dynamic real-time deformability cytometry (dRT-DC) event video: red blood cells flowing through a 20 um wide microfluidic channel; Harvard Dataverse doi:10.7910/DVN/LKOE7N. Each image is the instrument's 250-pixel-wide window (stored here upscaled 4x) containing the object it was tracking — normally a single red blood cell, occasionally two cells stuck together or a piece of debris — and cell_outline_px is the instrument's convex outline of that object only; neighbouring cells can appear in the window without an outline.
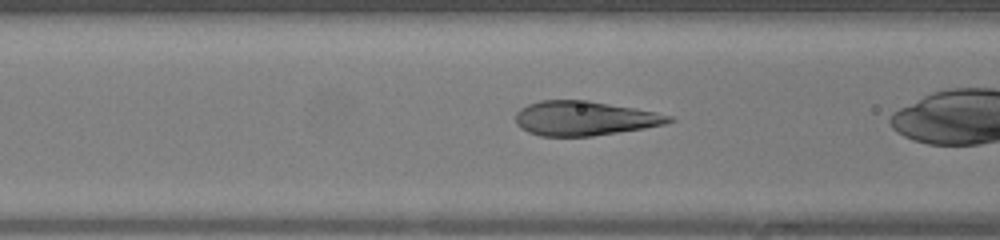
{"species": "human", "species_latin": "Homo sapiens", "temperature_condition": "warm", "stored_images_in_passage": 29, "camera_frame_rate_fps": 3000, "um_per_image_px": 0.085, "donor": {"sex": "female"}, "frame": {"image": 1, "passage_image": 12, "time_ms": 3.667, "image_size_px": [1000, 240], "cell_outline_px": [[676, 120], [664, 124], [644, 128], [592, 136], [540, 136], [528, 132], [520, 128], [516, 124], [516, 112], [520, 108], [528, 104], [540, 100], [588, 100], [636, 108], [656, 112], [672, 116]], "centroid_in_image_um": [49.67, 10.05], "position_along_channel_um": 116.9, "area_um2": 30.87}}
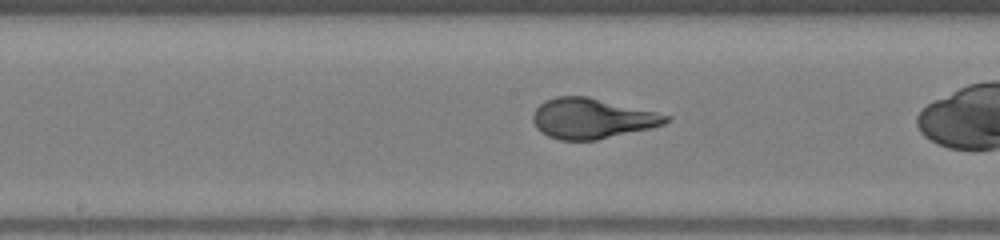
{"frame": {"image": 2, "passage_image": 17, "time_ms": 5.333, "image_size_px": [1000, 240], "cell_outline_px": [[672, 120], [664, 124], [652, 128], [596, 140], [560, 140], [548, 136], [540, 132], [536, 128], [532, 120], [532, 112], [544, 100], [556, 96], [588, 96], [656, 112], [672, 116]], "centroid_in_image_um": [50.3, 10.07], "position_along_channel_um": 197.9, "area_um2": 31.5}}
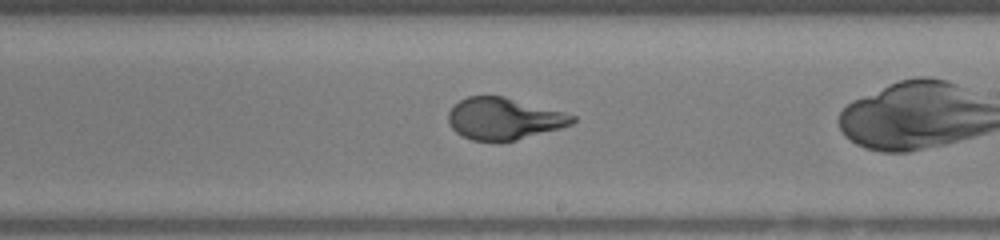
{"frame": {"image": 3, "passage_image": 20, "time_ms": 6.333, "image_size_px": [1000, 240], "cell_outline_px": [[576, 120], [572, 124], [560, 128], [516, 140], [472, 140], [460, 136], [448, 124], [448, 112], [452, 104], [468, 96], [504, 96], [564, 112], [576, 116]], "centroid_in_image_um": [42.8, 10.07], "position_along_channel_um": 246.2, "area_um2": 30.17}}